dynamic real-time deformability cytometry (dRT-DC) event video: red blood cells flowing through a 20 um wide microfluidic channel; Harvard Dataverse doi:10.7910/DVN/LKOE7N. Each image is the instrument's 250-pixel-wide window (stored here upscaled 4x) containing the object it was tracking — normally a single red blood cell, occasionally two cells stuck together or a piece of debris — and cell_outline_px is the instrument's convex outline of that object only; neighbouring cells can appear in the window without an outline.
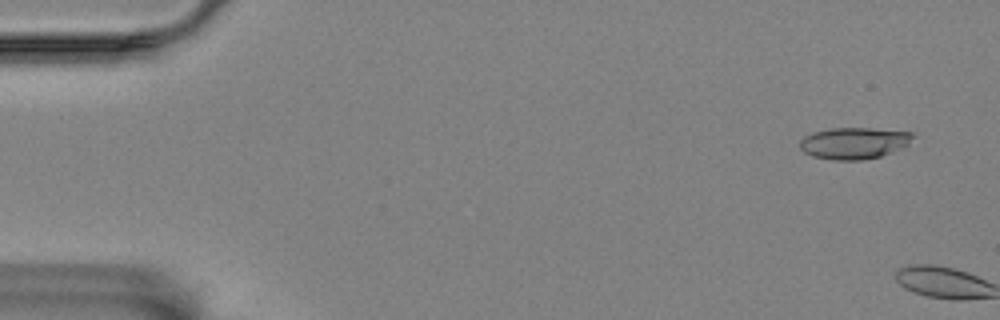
{"species": "Egyptian fruit bat (a non-hibernating species)", "species_latin": "Rousettus aegyptiacus", "temperature_condition": "room temperature", "stored_images_in_passage": 6, "camera_frame_rate_fps": 3000, "um_per_image_px": 0.085, "animal": {"sex": "female"}, "frame": {"image": 1, "passage_image": 4, "time_ms": 1.0, "image_size_px": [1000, 320], "cell_outline_px": [[916, 136], [908, 144], [892, 152], [880, 156], [864, 160], [832, 160], [812, 156], [804, 152], [800, 148], [800, 140], [804, 136], [812, 132], [832, 128], [872, 128], [912, 132]], "centroid_in_image_um": [72.59, 12.16], "position_along_channel_um": 12.4, "area_um2": 20.92}}